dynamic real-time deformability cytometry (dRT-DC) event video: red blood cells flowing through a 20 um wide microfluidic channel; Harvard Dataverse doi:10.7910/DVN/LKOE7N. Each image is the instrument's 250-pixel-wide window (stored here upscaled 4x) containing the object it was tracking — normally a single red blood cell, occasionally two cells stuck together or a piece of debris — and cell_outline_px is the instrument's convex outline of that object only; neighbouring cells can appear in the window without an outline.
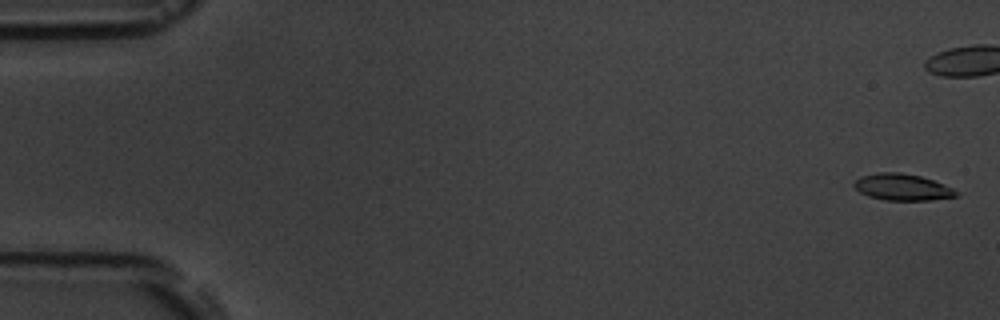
{"species": "common noctule bat (a hibernating species)", "species_latin": "Nyctalus noctula", "temperature_condition": "room temperature", "stored_images_in_passage": 6, "camera_frame_rate_fps": 3000, "um_per_image_px": 0.085, "animal": {"sex": "male", "body_mass_g": 19.5, "forearm_length_mm": 54.6}, "frame": {"image": 1, "passage_image": 1, "time_ms": 0.0, "image_size_px": [1000, 320], "cell_outline_px": [[960, 196], [928, 200], [884, 200], [868, 196], [860, 192], [852, 184], [860, 176], [880, 172], [900, 172], [920, 176], [944, 184], [952, 188]], "centroid_in_image_um": [76.68, 15.9], "position_along_channel_um": 8.3, "area_um2": 15.72}}
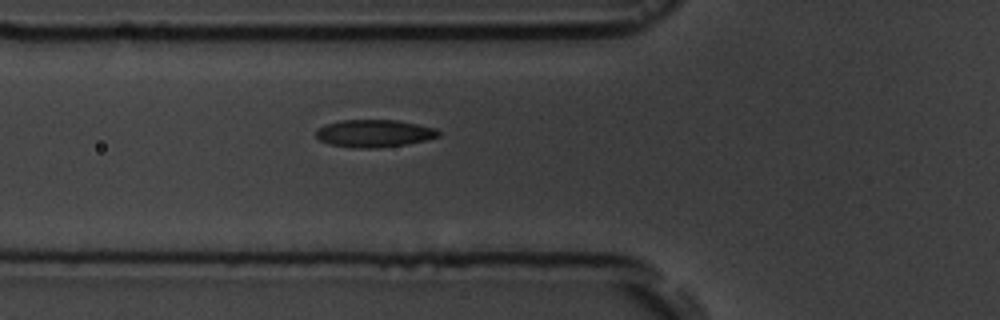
{"frame": {"image": 2, "passage_image": 6, "time_ms": 7.333, "image_size_px": [1000, 320], "cell_outline_px": [[440, 136], [408, 144], [376, 148], [352, 148], [332, 144], [320, 140], [316, 136], [316, 132], [324, 124], [340, 120], [396, 120], [436, 128], [440, 132]], "centroid_in_image_um": [31.81, 11.34], "position_along_channel_um": 94.0, "area_um2": 19.54}}